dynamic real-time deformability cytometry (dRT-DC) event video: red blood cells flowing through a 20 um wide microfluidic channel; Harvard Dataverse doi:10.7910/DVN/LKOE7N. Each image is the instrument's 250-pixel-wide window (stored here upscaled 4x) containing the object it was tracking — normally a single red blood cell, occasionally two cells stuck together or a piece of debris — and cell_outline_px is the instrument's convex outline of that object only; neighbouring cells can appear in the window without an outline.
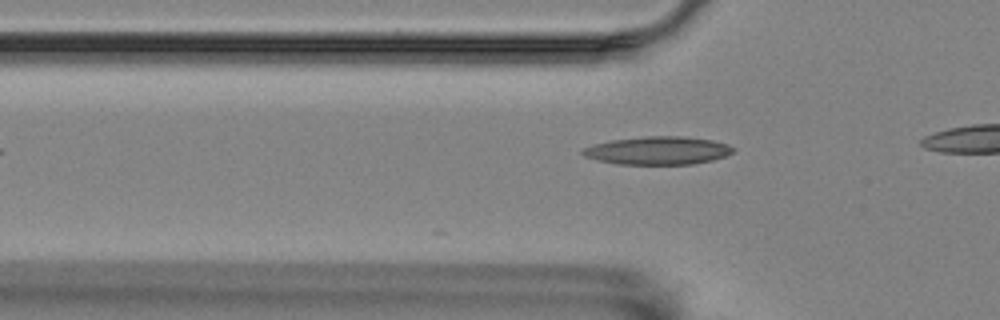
{"species": "Egyptian fruit bat (a non-hibernating species)", "species_latin": "Rousettus aegyptiacus", "temperature_condition": "room temperature", "stored_images_in_passage": 6, "camera_frame_rate_fps": 3000, "um_per_image_px": 0.085, "animal": {"sex": "female"}, "frame": {"image": 1, "passage_image": 3, "time_ms": 0.667, "image_size_px": [1000, 320], "cell_outline_px": [[736, 148], [732, 152], [724, 156], [712, 160], [692, 164], [616, 164], [584, 156], [580, 152], [584, 148], [592, 144], [612, 140], [644, 136], [684, 136], [712, 140], [728, 144]], "centroid_in_image_um": [55.92, 12.79], "position_along_channel_um": 69.9, "area_um2": 24.57}}
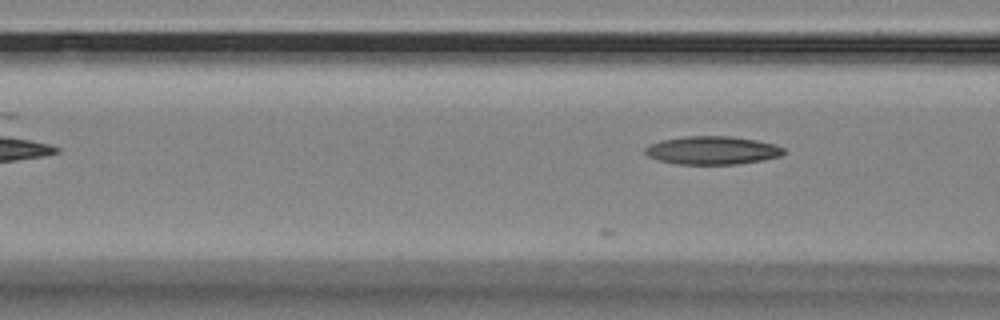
{"frame": {"image": 2, "passage_image": 6, "time_ms": 1.667, "image_size_px": [1000, 320], "cell_outline_px": [[784, 152], [780, 156], [764, 160], [736, 164], [676, 164], [660, 160], [648, 156], [644, 152], [644, 148], [660, 140], [688, 136], [732, 136], [756, 140], [776, 144], [784, 148]], "centroid_in_image_um": [60.56, 12.77], "position_along_channel_um": 106.0, "area_um2": 22.77}}